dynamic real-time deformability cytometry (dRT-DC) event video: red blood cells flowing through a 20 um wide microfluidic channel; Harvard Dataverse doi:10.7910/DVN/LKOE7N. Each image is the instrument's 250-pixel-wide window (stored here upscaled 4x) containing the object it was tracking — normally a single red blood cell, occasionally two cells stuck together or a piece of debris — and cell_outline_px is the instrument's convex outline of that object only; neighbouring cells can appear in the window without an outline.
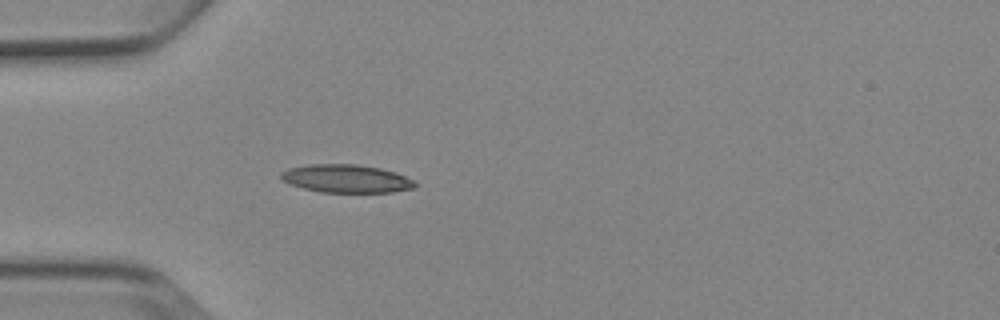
{"species": "Egyptian fruit bat (a non-hibernating species)", "species_latin": "Rousettus aegyptiacus", "temperature_condition": "cold", "stored_images_in_passage": 4, "camera_frame_rate_fps": 3000, "um_per_image_px": 0.085, "animal": {"sex": "female"}, "frame": {"image": 1, "passage_image": 4, "time_ms": 3.333, "image_size_px": [1000, 320], "cell_outline_px": [[416, 188], [392, 192], [320, 192], [288, 184], [280, 180], [280, 172], [288, 168], [308, 164], [356, 164], [380, 168], [396, 172], [412, 180], [416, 184]], "centroid_in_image_um": [29.39, 15.18], "position_along_channel_um": 55.6, "area_um2": 22.08}}